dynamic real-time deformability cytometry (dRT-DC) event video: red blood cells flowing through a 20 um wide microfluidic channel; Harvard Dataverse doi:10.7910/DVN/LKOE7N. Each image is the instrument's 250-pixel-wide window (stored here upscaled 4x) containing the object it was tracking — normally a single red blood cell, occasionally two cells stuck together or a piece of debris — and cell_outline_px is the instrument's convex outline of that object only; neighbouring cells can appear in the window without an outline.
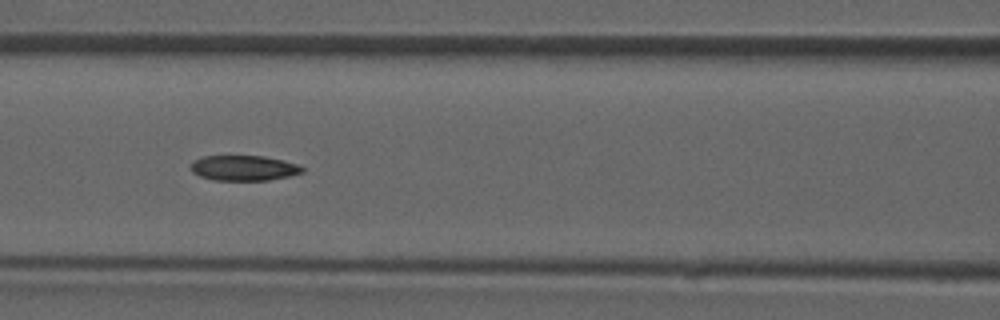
{"species": "common noctule bat (a hibernating species)", "species_latin": "Nyctalus noctula", "temperature_condition": "room temperature", "stored_images_in_passage": 48, "camera_frame_rate_fps": 3000, "um_per_image_px": 0.085, "animal": {"sex": "male", "forearm_length_mm": 52.5}, "frame": {"image": 1, "passage_image": 21, "time_ms": 6.667, "image_size_px": [1000, 320], "cell_outline_px": [[304, 172], [288, 176], [268, 180], [212, 180], [200, 176], [192, 172], [188, 168], [192, 160], [204, 156], [264, 156], [284, 160], [300, 164], [304, 168]], "centroid_in_image_um": [20.7, 14.27], "position_along_channel_um": 145.9, "area_um2": 16.65}}